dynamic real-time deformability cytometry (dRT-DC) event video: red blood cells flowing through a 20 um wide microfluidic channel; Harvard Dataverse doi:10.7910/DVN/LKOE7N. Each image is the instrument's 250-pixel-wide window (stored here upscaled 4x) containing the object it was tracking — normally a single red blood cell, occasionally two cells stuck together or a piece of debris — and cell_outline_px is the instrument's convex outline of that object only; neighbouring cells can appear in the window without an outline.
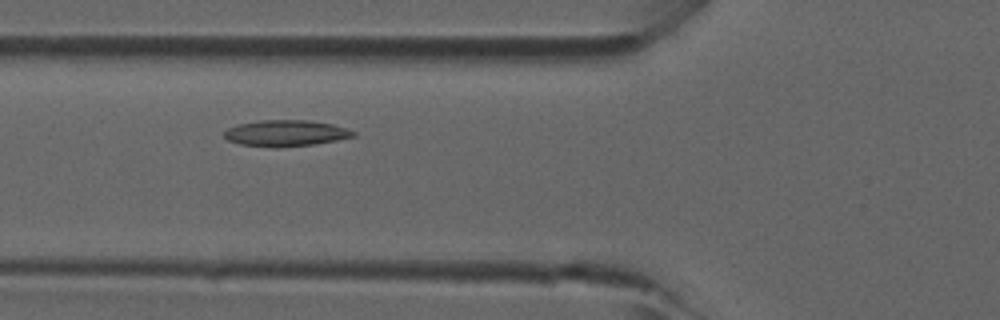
{"species": "common noctule bat (a hibernating species)", "species_latin": "Nyctalus noctula", "temperature_condition": "room temperature", "stored_images_in_passage": 2, "camera_frame_rate_fps": 3000, "um_per_image_px": 0.085, "animal": {"sex": "male", "forearm_length_mm": 52.5}, "frame": {"image": 1, "passage_image": 2, "time_ms": 0.333, "image_size_px": [1000, 320], "cell_outline_px": [[356, 136], [336, 140], [312, 144], [276, 148], [240, 144], [228, 140], [224, 136], [224, 132], [228, 128], [240, 124], [260, 120], [308, 120], [332, 124], [348, 128], [356, 132]], "centroid_in_image_um": [24.31, 11.32], "position_along_channel_um": 101.5, "area_um2": 19.65}}